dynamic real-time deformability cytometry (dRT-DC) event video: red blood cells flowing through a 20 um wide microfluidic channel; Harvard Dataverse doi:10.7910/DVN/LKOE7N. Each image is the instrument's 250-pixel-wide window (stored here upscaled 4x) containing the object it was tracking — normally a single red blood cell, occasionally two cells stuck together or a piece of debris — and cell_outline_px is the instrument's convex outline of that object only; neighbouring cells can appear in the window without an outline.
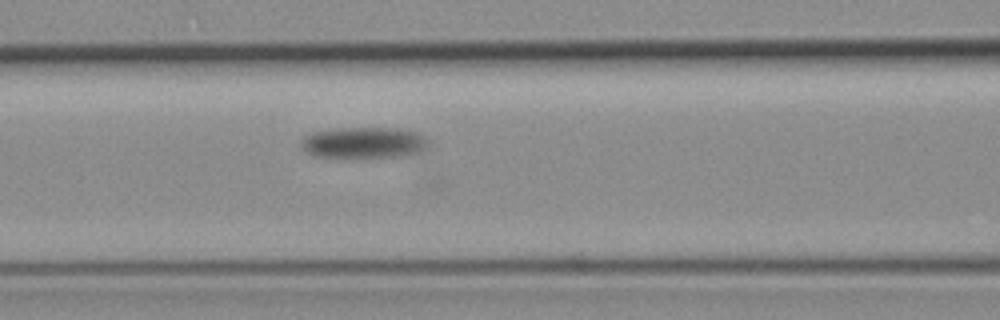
{"species": "common noctule bat (a hibernating species)", "species_latin": "Nyctalus noctula", "temperature_condition": "room temperature", "stored_images_in_passage": 10, "segment_of_instrument_passage": [1, 2], "camera_frame_rate_fps": 3000, "um_per_image_px": 0.085, "animal": {"sex": "female", "body_mass_g": 19.3, "forearm_length_mm": 54.1}, "frame": {"image": 1, "passage_image": 9, "time_ms": 10.333, "image_size_px": [1000, 320], "cell_outline_px": [[428, 148], [420, 152], [400, 156], [316, 156], [300, 148], [300, 140], [304, 136], [312, 132], [336, 128], [400, 128], [416, 132], [424, 136], [428, 140]], "centroid_in_image_um": [30.93, 12.1], "position_along_channel_um": 135.7, "area_um2": 22.95}}